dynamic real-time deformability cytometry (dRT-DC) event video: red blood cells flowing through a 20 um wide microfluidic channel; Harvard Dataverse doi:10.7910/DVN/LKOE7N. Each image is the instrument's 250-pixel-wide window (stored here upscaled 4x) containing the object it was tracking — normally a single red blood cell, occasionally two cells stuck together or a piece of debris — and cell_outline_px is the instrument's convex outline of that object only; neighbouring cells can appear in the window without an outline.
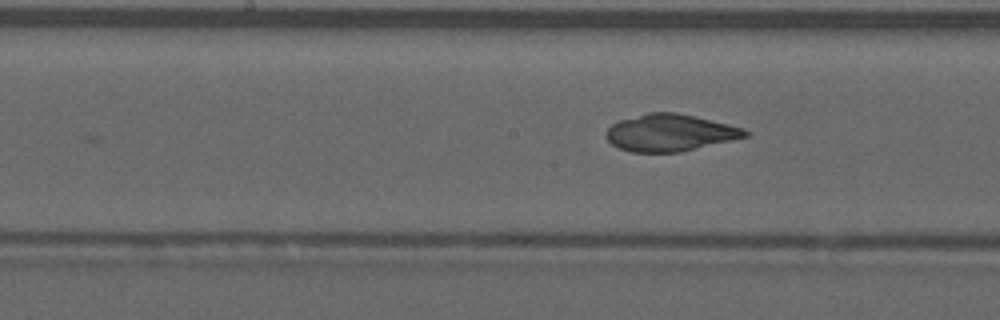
{"species": "common noctule bat (a hibernating species)", "species_latin": "Nyctalus noctula", "temperature_condition": "warm", "stored_images_in_passage": 9, "camera_frame_rate_fps": 3000, "um_per_image_px": 0.085, "animal": {"sex": "male", "forearm_length_mm": 52.5}, "frame": {"image": 1, "passage_image": 9, "time_ms": 2.667, "image_size_px": [1000, 320], "cell_outline_px": [[748, 136], [680, 152], [632, 152], [620, 148], [612, 144], [604, 136], [604, 132], [612, 124], [620, 120], [648, 112], [676, 112], [728, 124], [744, 128], [748, 132]], "centroid_in_image_um": [56.91, 11.28], "position_along_channel_um": 191.3, "area_um2": 29.77}}